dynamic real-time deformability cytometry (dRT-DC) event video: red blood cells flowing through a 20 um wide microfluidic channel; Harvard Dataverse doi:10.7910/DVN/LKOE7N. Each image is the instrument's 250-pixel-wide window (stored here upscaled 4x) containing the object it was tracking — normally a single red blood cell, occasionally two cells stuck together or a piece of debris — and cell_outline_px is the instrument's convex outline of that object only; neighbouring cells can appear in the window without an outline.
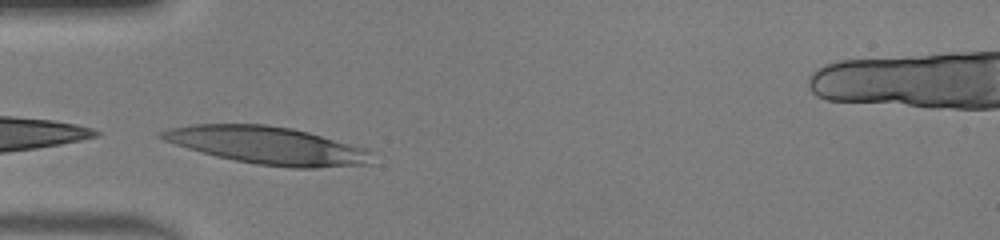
{"species": "human", "species_latin": "Homo sapiens", "temperature_condition": "warm", "stored_images_in_passage": 27, "camera_frame_rate_fps": 3000, "um_per_image_px": 0.085, "donor": {"sex": "male"}, "frame": {"image": 1, "passage_image": 1, "time_ms": 0.0, "image_size_px": [1000, 240], "cell_outline_px": [[372, 164], [316, 168], [292, 168], [256, 164], [216, 156], [188, 148], [164, 140], [156, 136], [156, 132], [168, 128], [192, 124], [268, 124], [292, 128], [308, 132], [364, 148], [368, 152]], "centroid_in_image_um": [22.67, 12.35], "position_along_channel_um": 62.3, "area_um2": 45.78}}
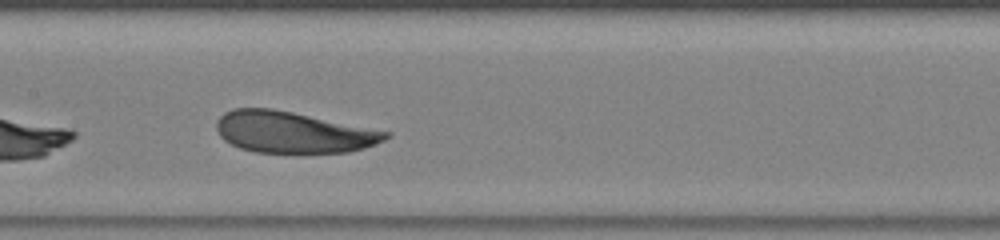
{"frame": {"image": 2, "passage_image": 10, "time_ms": 3.0, "image_size_px": [1000, 240], "cell_outline_px": [[392, 136], [376, 144], [364, 148], [348, 152], [256, 152], [240, 148], [224, 140], [220, 136], [216, 128], [216, 120], [224, 112], [232, 108], [272, 108], [392, 132]], "centroid_in_image_um": [24.91, 11.23], "position_along_channel_um": 182.5, "area_um2": 40.69}}
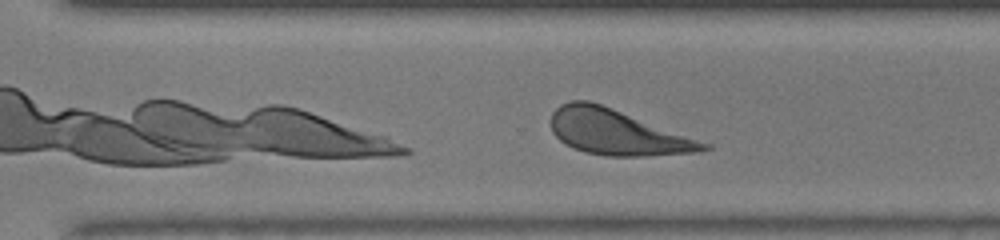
{"frame": {"image": 3, "passage_image": 20, "time_ms": 6.333, "image_size_px": [1000, 240], "cell_outline_px": [[712, 148], [700, 152], [644, 156], [608, 156], [584, 152], [572, 148], [560, 140], [552, 132], [552, 112], [560, 104], [568, 100], [588, 100], [600, 104], [712, 144]], "centroid_in_image_um": [52.46, 11.25], "position_along_channel_um": 318.1, "area_um2": 40.17}, "authors_computed_cell_mechanics": {"area_um2": 41.905, "velocity_mm_per_s": 4.0862, "shape_relaxation_time_tau1_ms": 3.2012, "shape_relaxation_time_tau2_ms": 3.5087, "deformation_change_tau1": 0.1697, "deformation_change_tau2": 0.1425}}